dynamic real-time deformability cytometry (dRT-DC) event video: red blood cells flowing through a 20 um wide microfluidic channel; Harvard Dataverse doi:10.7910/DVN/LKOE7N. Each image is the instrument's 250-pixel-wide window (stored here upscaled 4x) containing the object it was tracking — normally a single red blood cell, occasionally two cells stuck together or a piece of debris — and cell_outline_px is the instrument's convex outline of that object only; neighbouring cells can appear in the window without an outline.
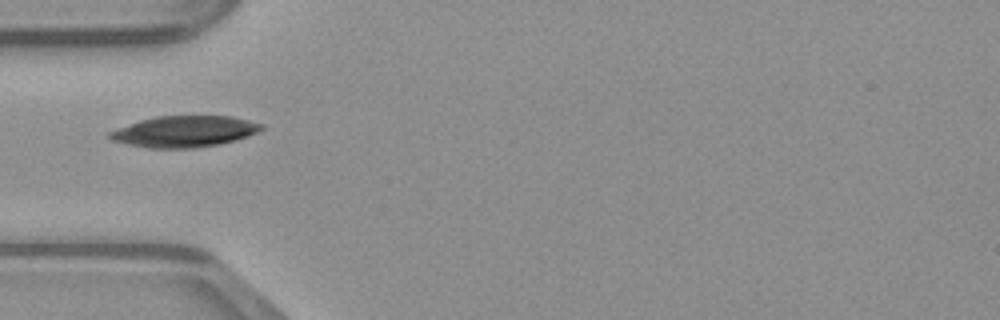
{"species": "common noctule bat (a hibernating species)", "species_latin": "Nyctalus noctula", "temperature_condition": "warm", "stored_images_in_passage": 20, "camera_frame_rate_fps": 3000, "um_per_image_px": 0.085, "animal": {"sex": "male", "body_mass_g": 23.1, "forearm_length_mm": 52.7}, "frame": {"image": 1, "passage_image": 1, "time_ms": 0.0, "image_size_px": [1000, 320], "cell_outline_px": [[264, 128], [248, 136], [220, 144], [196, 148], [148, 148], [128, 144], [112, 140], [104, 136], [108, 132], [140, 120], [156, 116], [232, 116], [264, 124]], "centroid_in_image_um": [15.66, 11.18], "position_along_channel_um": 69.3, "area_um2": 27.63}}
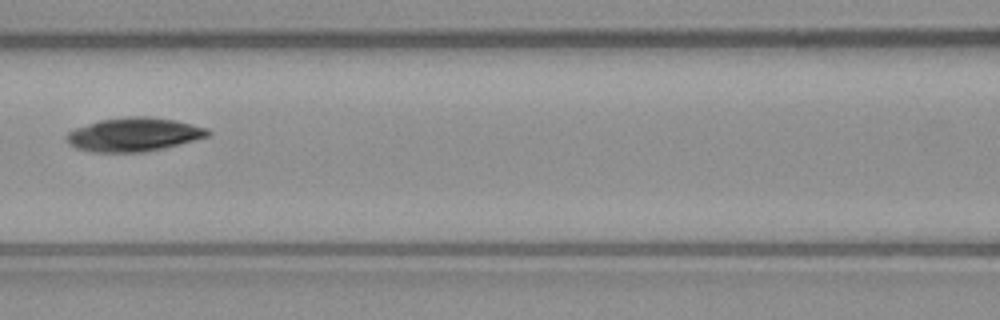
{"frame": {"image": 2, "passage_image": 7, "time_ms": 2.0, "image_size_px": [1000, 320], "cell_outline_px": [[212, 136], [164, 148], [144, 152], [92, 152], [76, 148], [68, 144], [64, 136], [68, 132], [76, 128], [100, 120], [124, 116], [148, 116], [176, 120], [208, 128], [212, 132]], "centroid_in_image_um": [11.41, 11.43], "position_along_channel_um": 155.2, "area_um2": 28.09}}
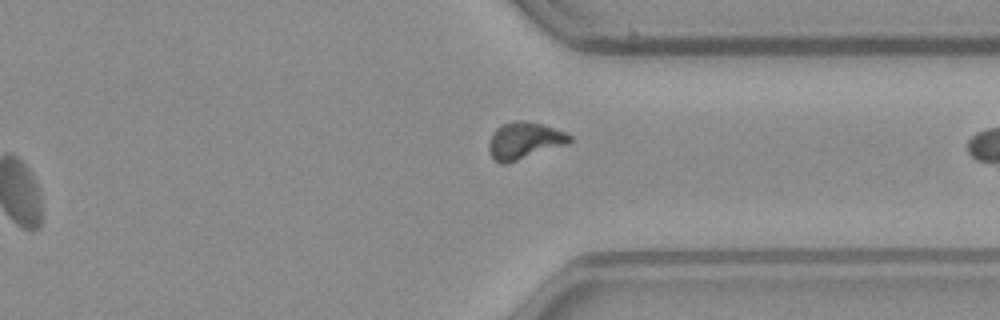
{"frame": {"image": 3, "passage_image": 19, "time_ms": 6.0, "image_size_px": [1000, 320], "cell_outline_px": [[572, 140], [568, 144], [508, 164], [500, 164], [492, 156], [488, 148], [488, 140], [492, 132], [500, 124], [516, 120], [520, 120], [544, 124], [564, 132], [572, 136]], "centroid_in_image_um": [44.55, 11.95], "position_along_channel_um": 366.8, "area_um2": 17.69}}